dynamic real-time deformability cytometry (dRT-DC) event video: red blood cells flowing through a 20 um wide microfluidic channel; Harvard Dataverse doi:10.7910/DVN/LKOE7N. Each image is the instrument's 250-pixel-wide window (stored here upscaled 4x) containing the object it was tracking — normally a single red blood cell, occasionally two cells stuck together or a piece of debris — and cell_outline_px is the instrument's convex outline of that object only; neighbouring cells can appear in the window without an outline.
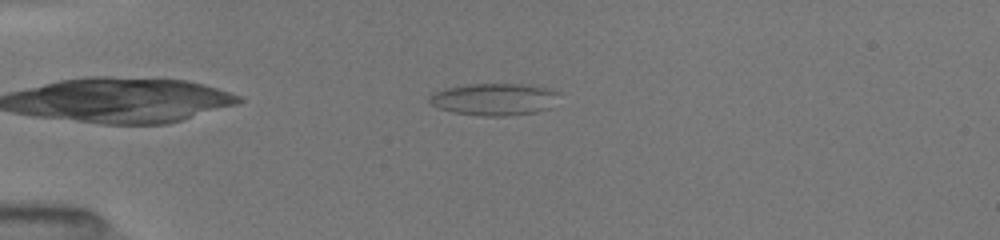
{"species": "common noctule bat (a hibernating species)", "species_latin": "Nyctalus noctula", "temperature_condition": "room temperature", "stored_images_in_passage": 44, "camera_frame_rate_fps": 3000, "um_per_image_px": 0.085, "animal": {"sex": "female", "body_mass_g": 19.5, "forearm_length_mm": 54.1}, "frame": {"image": 1, "passage_image": 6, "time_ms": 1.667, "image_size_px": [1000, 240], "cell_outline_px": [[560, 92], [552, 108], [536, 112], [508, 116], [484, 116], [452, 112], [440, 108], [432, 104], [428, 100], [428, 96], [444, 88], [468, 84], [520, 84], [548, 88]], "centroid_in_image_um": [42.03, 8.44], "position_along_channel_um": 43.0, "area_um2": 24.33}}
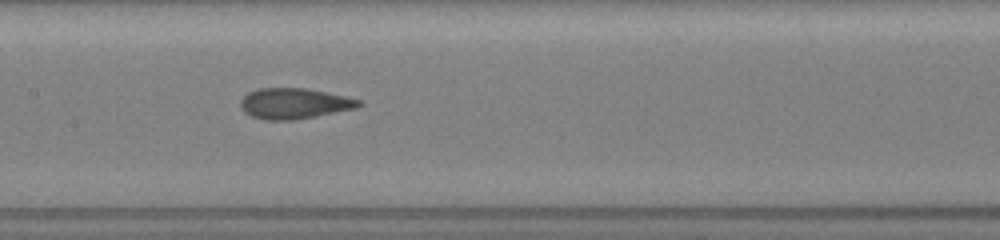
{"frame": {"image": 2, "passage_image": 19, "time_ms": 6.0, "image_size_px": [1000, 240], "cell_outline_px": [[364, 104], [356, 108], [292, 120], [264, 120], [252, 116], [244, 112], [240, 108], [240, 100], [248, 92], [256, 88], [308, 88], [328, 92], [360, 100]], "centroid_in_image_um": [24.98, 8.78], "position_along_channel_um": 182.4, "area_um2": 21.15}}
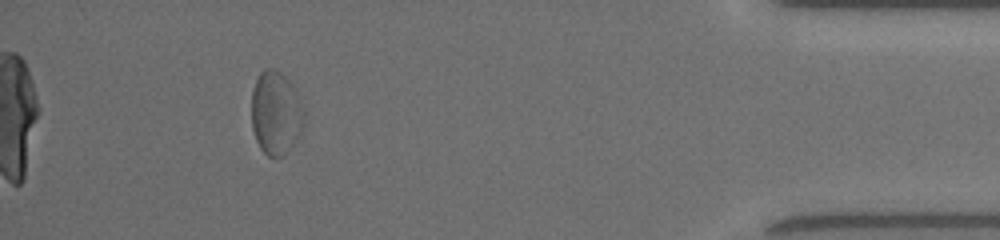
{"frame": {"image": 3, "passage_image": 40, "time_ms": 13.0, "image_size_px": [1000, 240], "cell_outline_px": [[304, 124], [296, 140], [284, 156], [276, 160], [268, 156], [260, 148], [256, 140], [252, 128], [252, 92], [256, 80], [260, 72], [264, 68], [272, 68], [280, 72], [292, 84], [296, 92], [304, 112]], "centroid_in_image_um": [23.44, 9.64], "position_along_channel_um": 411.8, "area_um2": 25.66}, "authors_computed_cell_mechanics": {"area_um2": 21.8484, "velocity_mm_per_s": 4.0014, "shape_relaxation_time_tau1_ms": null, "shape_relaxation_time_tau2_ms": 1.5487, "deformation_change_tau1": null, "deformation_change_tau2": 0.0891}}